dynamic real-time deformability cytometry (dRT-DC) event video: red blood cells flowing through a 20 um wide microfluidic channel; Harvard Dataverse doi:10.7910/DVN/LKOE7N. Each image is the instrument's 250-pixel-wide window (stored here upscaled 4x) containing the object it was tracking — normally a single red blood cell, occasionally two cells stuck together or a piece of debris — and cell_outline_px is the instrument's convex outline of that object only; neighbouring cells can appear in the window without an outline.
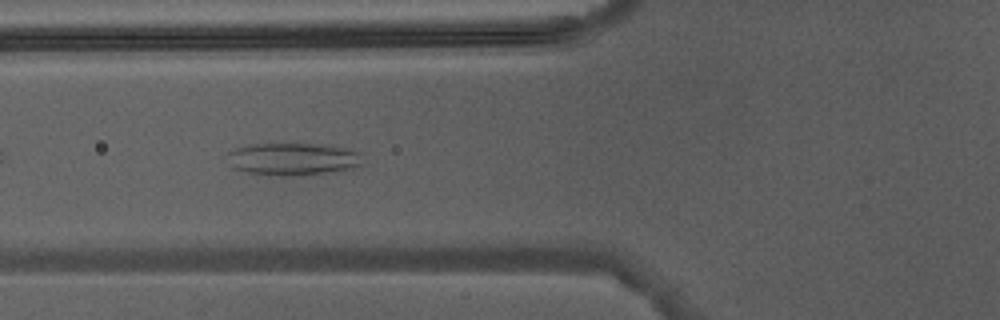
{"species": "Egyptian fruit bat (a non-hibernating species)", "species_latin": "Rousettus aegyptiacus", "temperature_condition": "warm", "stored_images_in_passage": 3, "camera_frame_rate_fps": 3000, "um_per_image_px": 0.085, "animal": {"sex": "male"}, "frame": {"image": 1, "passage_image": 3, "time_ms": 3.333, "image_size_px": [1000, 320], "cell_outline_px": [[368, 164], [356, 168], [336, 172], [288, 176], [268, 176], [248, 172], [232, 168], [228, 152], [236, 148], [252, 144], [328, 144], [348, 148], [364, 152]], "centroid_in_image_um": [25.09, 13.53], "position_along_channel_um": 100.7, "area_um2": 26.53}}